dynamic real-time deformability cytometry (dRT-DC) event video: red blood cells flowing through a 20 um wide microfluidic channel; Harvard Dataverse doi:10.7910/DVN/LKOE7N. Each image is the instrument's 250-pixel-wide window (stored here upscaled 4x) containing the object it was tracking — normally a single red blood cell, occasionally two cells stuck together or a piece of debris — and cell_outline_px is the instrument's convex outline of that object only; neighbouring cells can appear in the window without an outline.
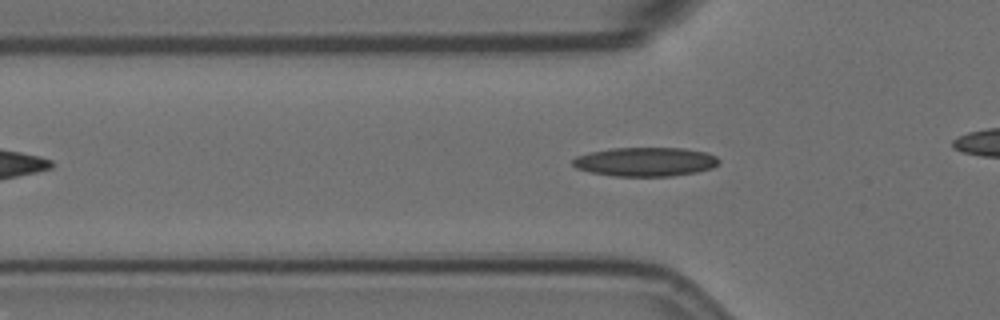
{"species": "Egyptian fruit bat (a non-hibernating species)", "species_latin": "Rousettus aegyptiacus", "temperature_condition": "room temperature", "stored_images_in_passage": 40, "camera_frame_rate_fps": 3000, "um_per_image_px": 0.085, "animal": {"sex": "female"}, "frame": {"image": 1, "passage_image": 12, "time_ms": 3.667, "image_size_px": [1000, 320], "cell_outline_px": [[720, 164], [712, 168], [696, 172], [672, 176], [612, 176], [592, 172], [576, 168], [572, 164], [572, 160], [576, 156], [588, 152], [612, 148], [684, 148], [708, 152], [716, 156], [720, 160]], "centroid_in_image_um": [54.88, 13.74], "position_along_channel_um": 70.9, "area_um2": 24.91}}
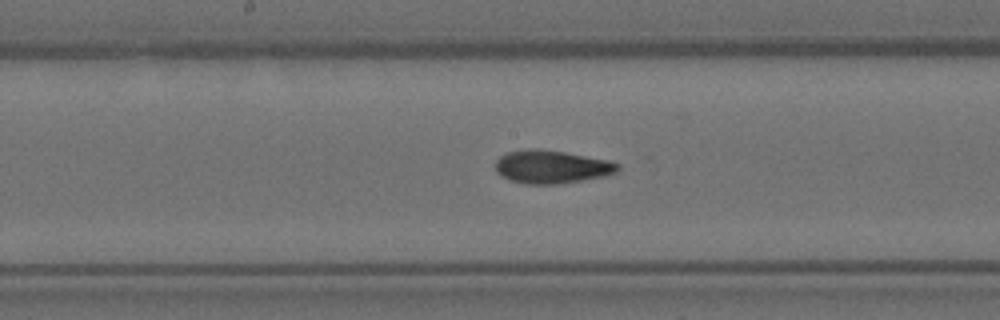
{"frame": {"image": 2, "passage_image": 23, "time_ms": 7.333, "image_size_px": [1000, 320], "cell_outline_px": [[620, 168], [616, 172], [604, 176], [560, 184], [528, 184], [508, 180], [500, 176], [496, 172], [496, 160], [500, 156], [508, 152], [528, 148], [540, 148], [564, 152], [608, 160], [620, 164]], "centroid_in_image_um": [46.86, 14.18], "position_along_channel_um": 201.3, "area_um2": 23.76}}
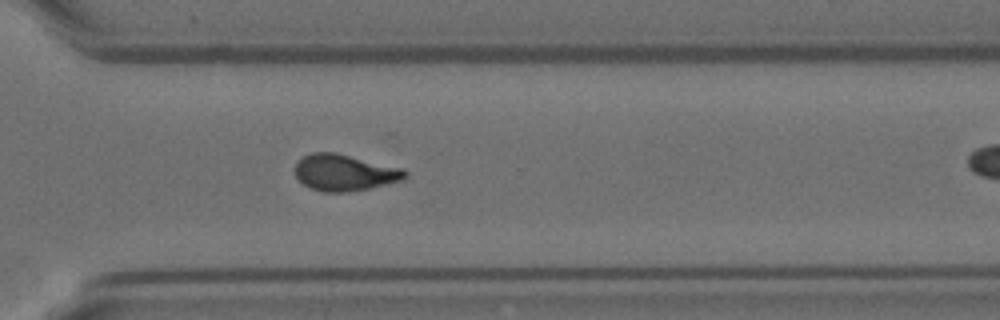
{"frame": {"image": 3, "passage_image": 35, "time_ms": 11.333, "image_size_px": [1000, 320], "cell_outline_px": [[408, 176], [400, 180], [368, 188], [348, 192], [324, 192], [308, 188], [296, 176], [296, 160], [312, 152], [336, 152], [404, 168], [408, 172]], "centroid_in_image_um": [29.28, 14.66], "position_along_channel_um": 341.3, "area_um2": 23.41}}